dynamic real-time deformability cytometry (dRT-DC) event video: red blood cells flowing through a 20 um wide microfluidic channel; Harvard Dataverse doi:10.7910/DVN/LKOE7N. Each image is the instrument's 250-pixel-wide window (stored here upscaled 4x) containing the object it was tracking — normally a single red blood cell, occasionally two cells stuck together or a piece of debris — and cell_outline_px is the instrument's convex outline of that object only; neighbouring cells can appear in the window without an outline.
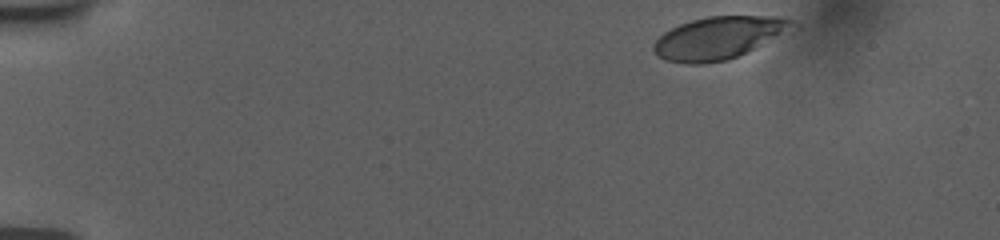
{"species": "human", "species_latin": "Homo sapiens", "temperature_condition": "room temperature", "stored_images_in_passage": 14, "camera_frame_rate_fps": 3000, "um_per_image_px": 0.085, "donor": {"sex": "female"}, "frame": {"image": 1, "passage_image": 1, "time_ms": 0.0, "image_size_px": [1000, 240], "cell_outline_px": [[800, 28], [728, 60], [704, 64], [688, 64], [668, 60], [660, 56], [652, 48], [656, 40], [664, 32], [680, 24], [692, 20], [708, 16], [780, 16], [792, 20], [800, 24]], "centroid_in_image_um": [61.21, 3.2], "position_along_channel_um": 23.8, "area_um2": 34.62}}
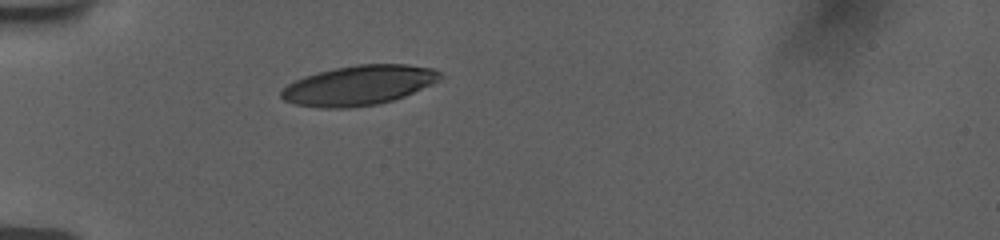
{"frame": {"image": 2, "passage_image": 12, "time_ms": 3.333, "image_size_px": [1000, 240], "cell_outline_px": [[444, 76], [432, 84], [404, 96], [392, 100], [376, 104], [348, 108], [320, 108], [296, 104], [284, 100], [280, 96], [280, 92], [288, 84], [304, 76], [316, 72], [356, 64], [408, 64], [432, 68], [440, 72]], "centroid_in_image_um": [30.5, 7.24], "position_along_channel_um": 54.5, "area_um2": 36.7}}